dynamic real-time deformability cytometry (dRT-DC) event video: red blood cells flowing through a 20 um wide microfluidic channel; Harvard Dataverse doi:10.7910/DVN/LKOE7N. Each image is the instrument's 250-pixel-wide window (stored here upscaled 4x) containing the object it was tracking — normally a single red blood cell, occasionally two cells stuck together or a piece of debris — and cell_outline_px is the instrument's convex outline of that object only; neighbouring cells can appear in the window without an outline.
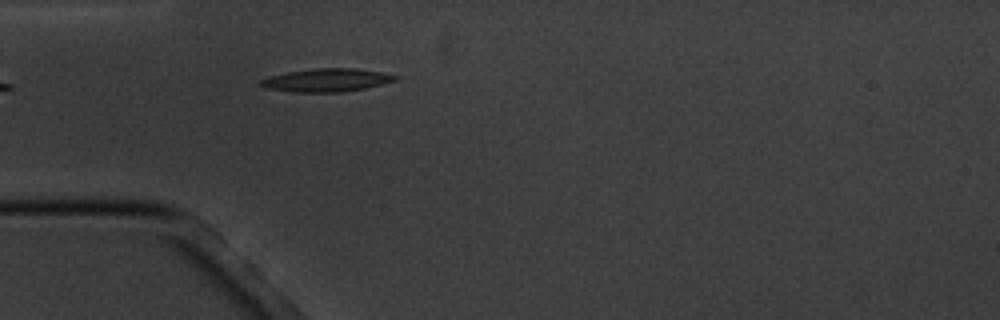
{"species": "common noctule bat (a hibernating species)", "species_latin": "Nyctalus noctula", "temperature_condition": "cold", "stored_images_in_passage": 1, "camera_frame_rate_fps": 3000, "um_per_image_px": 0.085, "animal": {"sex": "male", "body_mass_g": 20.1, "forearm_length_mm": 53.5}, "frame": {"image": 1, "passage_image": 1, "time_ms": 0.0, "image_size_px": [1000, 320], "cell_outline_px": [[400, 76], [396, 80], [364, 88], [344, 92], [292, 92], [264, 88], [260, 84], [260, 80], [268, 76], [288, 72], [316, 68], [356, 68], [380, 72]], "centroid_in_image_um": [27.73, 6.81], "position_along_channel_um": 57.3, "area_um2": 18.09}}